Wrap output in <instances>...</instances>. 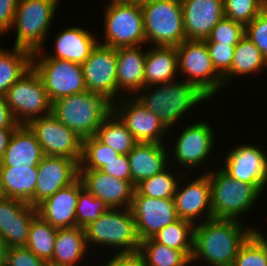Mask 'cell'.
<instances>
[{"label": "cell", "mask_w": 267, "mask_h": 266, "mask_svg": "<svg viewBox=\"0 0 267 266\" xmlns=\"http://www.w3.org/2000/svg\"><path fill=\"white\" fill-rule=\"evenodd\" d=\"M244 35L245 26L242 23L223 17L212 29L211 35L205 39V42L237 45Z\"/></svg>", "instance_id": "b9f144b4"}, {"label": "cell", "mask_w": 267, "mask_h": 266, "mask_svg": "<svg viewBox=\"0 0 267 266\" xmlns=\"http://www.w3.org/2000/svg\"><path fill=\"white\" fill-rule=\"evenodd\" d=\"M16 128H1L0 129V163L3 160L5 150L8 146L9 140Z\"/></svg>", "instance_id": "f907efd6"}, {"label": "cell", "mask_w": 267, "mask_h": 266, "mask_svg": "<svg viewBox=\"0 0 267 266\" xmlns=\"http://www.w3.org/2000/svg\"><path fill=\"white\" fill-rule=\"evenodd\" d=\"M206 173L210 181L214 219L240 221L239 216L248 212L262 193L256 184H247L233 179L222 169Z\"/></svg>", "instance_id": "5b68a950"}, {"label": "cell", "mask_w": 267, "mask_h": 266, "mask_svg": "<svg viewBox=\"0 0 267 266\" xmlns=\"http://www.w3.org/2000/svg\"><path fill=\"white\" fill-rule=\"evenodd\" d=\"M186 40H205L224 17L223 0H181Z\"/></svg>", "instance_id": "7402d4cb"}, {"label": "cell", "mask_w": 267, "mask_h": 266, "mask_svg": "<svg viewBox=\"0 0 267 266\" xmlns=\"http://www.w3.org/2000/svg\"><path fill=\"white\" fill-rule=\"evenodd\" d=\"M56 236L57 228L51 226L39 215H36L29 229L26 247L38 258L49 263L53 257Z\"/></svg>", "instance_id": "836d02e7"}, {"label": "cell", "mask_w": 267, "mask_h": 266, "mask_svg": "<svg viewBox=\"0 0 267 266\" xmlns=\"http://www.w3.org/2000/svg\"><path fill=\"white\" fill-rule=\"evenodd\" d=\"M245 36L254 43L267 60V7L245 25Z\"/></svg>", "instance_id": "7bdbcfd3"}, {"label": "cell", "mask_w": 267, "mask_h": 266, "mask_svg": "<svg viewBox=\"0 0 267 266\" xmlns=\"http://www.w3.org/2000/svg\"><path fill=\"white\" fill-rule=\"evenodd\" d=\"M232 266H267V238L259 230L241 245Z\"/></svg>", "instance_id": "74e56055"}, {"label": "cell", "mask_w": 267, "mask_h": 266, "mask_svg": "<svg viewBox=\"0 0 267 266\" xmlns=\"http://www.w3.org/2000/svg\"><path fill=\"white\" fill-rule=\"evenodd\" d=\"M138 3H141V2H143V1H146V0H136Z\"/></svg>", "instance_id": "11a10c76"}, {"label": "cell", "mask_w": 267, "mask_h": 266, "mask_svg": "<svg viewBox=\"0 0 267 266\" xmlns=\"http://www.w3.org/2000/svg\"><path fill=\"white\" fill-rule=\"evenodd\" d=\"M5 198V193L2 187V181H1V176H0V199Z\"/></svg>", "instance_id": "db71d44e"}, {"label": "cell", "mask_w": 267, "mask_h": 266, "mask_svg": "<svg viewBox=\"0 0 267 266\" xmlns=\"http://www.w3.org/2000/svg\"><path fill=\"white\" fill-rule=\"evenodd\" d=\"M156 88L153 92L151 91L147 94L148 86H145L142 88L145 89L143 96H138L137 94L135 98L149 111L158 116L168 130L174 125L173 123L182 118V115L187 110H191V107L193 108L209 98L196 85L186 80L176 83L174 80L160 83L157 84Z\"/></svg>", "instance_id": "3957f363"}, {"label": "cell", "mask_w": 267, "mask_h": 266, "mask_svg": "<svg viewBox=\"0 0 267 266\" xmlns=\"http://www.w3.org/2000/svg\"><path fill=\"white\" fill-rule=\"evenodd\" d=\"M4 97L14 121L19 125H27L31 120L51 113L52 103L33 67L7 90Z\"/></svg>", "instance_id": "ba28073f"}, {"label": "cell", "mask_w": 267, "mask_h": 266, "mask_svg": "<svg viewBox=\"0 0 267 266\" xmlns=\"http://www.w3.org/2000/svg\"><path fill=\"white\" fill-rule=\"evenodd\" d=\"M223 5L224 17L245 26L267 7V0H223Z\"/></svg>", "instance_id": "60d3db41"}, {"label": "cell", "mask_w": 267, "mask_h": 266, "mask_svg": "<svg viewBox=\"0 0 267 266\" xmlns=\"http://www.w3.org/2000/svg\"><path fill=\"white\" fill-rule=\"evenodd\" d=\"M84 188L109 208H130L135 186L132 181L112 177L101 170L79 169Z\"/></svg>", "instance_id": "ac0fdd59"}, {"label": "cell", "mask_w": 267, "mask_h": 266, "mask_svg": "<svg viewBox=\"0 0 267 266\" xmlns=\"http://www.w3.org/2000/svg\"><path fill=\"white\" fill-rule=\"evenodd\" d=\"M5 266H49L26 246L7 249Z\"/></svg>", "instance_id": "f6af8a7d"}, {"label": "cell", "mask_w": 267, "mask_h": 266, "mask_svg": "<svg viewBox=\"0 0 267 266\" xmlns=\"http://www.w3.org/2000/svg\"><path fill=\"white\" fill-rule=\"evenodd\" d=\"M109 208L85 230L86 244H100L118 248V253L137 252L140 239L130 208Z\"/></svg>", "instance_id": "8992f818"}, {"label": "cell", "mask_w": 267, "mask_h": 266, "mask_svg": "<svg viewBox=\"0 0 267 266\" xmlns=\"http://www.w3.org/2000/svg\"><path fill=\"white\" fill-rule=\"evenodd\" d=\"M0 176L6 198L20 200L35 207L37 166L0 167Z\"/></svg>", "instance_id": "83f0119b"}, {"label": "cell", "mask_w": 267, "mask_h": 266, "mask_svg": "<svg viewBox=\"0 0 267 266\" xmlns=\"http://www.w3.org/2000/svg\"><path fill=\"white\" fill-rule=\"evenodd\" d=\"M86 89L103 95L111 103L117 96V48L97 44L81 64Z\"/></svg>", "instance_id": "4fadbf2b"}, {"label": "cell", "mask_w": 267, "mask_h": 266, "mask_svg": "<svg viewBox=\"0 0 267 266\" xmlns=\"http://www.w3.org/2000/svg\"><path fill=\"white\" fill-rule=\"evenodd\" d=\"M127 97L112 103V111L132 133L136 142L163 144L162 137H165L168 129L159 117L144 107L135 96Z\"/></svg>", "instance_id": "5bb4252c"}, {"label": "cell", "mask_w": 267, "mask_h": 266, "mask_svg": "<svg viewBox=\"0 0 267 266\" xmlns=\"http://www.w3.org/2000/svg\"><path fill=\"white\" fill-rule=\"evenodd\" d=\"M194 226L192 222L178 218L162 228L153 239L167 247L181 250L190 259L193 250Z\"/></svg>", "instance_id": "e575fe53"}, {"label": "cell", "mask_w": 267, "mask_h": 266, "mask_svg": "<svg viewBox=\"0 0 267 266\" xmlns=\"http://www.w3.org/2000/svg\"><path fill=\"white\" fill-rule=\"evenodd\" d=\"M178 180L167 168L150 178L142 180L135 190L143 196L160 199H174Z\"/></svg>", "instance_id": "f35d334b"}, {"label": "cell", "mask_w": 267, "mask_h": 266, "mask_svg": "<svg viewBox=\"0 0 267 266\" xmlns=\"http://www.w3.org/2000/svg\"><path fill=\"white\" fill-rule=\"evenodd\" d=\"M59 0H18L12 28L14 47L34 53L43 49Z\"/></svg>", "instance_id": "52a82bcc"}, {"label": "cell", "mask_w": 267, "mask_h": 266, "mask_svg": "<svg viewBox=\"0 0 267 266\" xmlns=\"http://www.w3.org/2000/svg\"><path fill=\"white\" fill-rule=\"evenodd\" d=\"M177 185L174 194L175 208L178 218L196 224L197 217L204 214L205 220L213 219L211 205V189L208 174H203L192 180L185 187L180 189ZM207 211V212H206ZM196 219V220H195Z\"/></svg>", "instance_id": "603a6c76"}, {"label": "cell", "mask_w": 267, "mask_h": 266, "mask_svg": "<svg viewBox=\"0 0 267 266\" xmlns=\"http://www.w3.org/2000/svg\"><path fill=\"white\" fill-rule=\"evenodd\" d=\"M178 70L177 48L155 46L146 54L144 87L173 81Z\"/></svg>", "instance_id": "f1b7e54d"}, {"label": "cell", "mask_w": 267, "mask_h": 266, "mask_svg": "<svg viewBox=\"0 0 267 266\" xmlns=\"http://www.w3.org/2000/svg\"><path fill=\"white\" fill-rule=\"evenodd\" d=\"M141 46H129L117 48V96L119 91L136 94L144 88V65L146 54L140 50Z\"/></svg>", "instance_id": "cb8c5ba5"}, {"label": "cell", "mask_w": 267, "mask_h": 266, "mask_svg": "<svg viewBox=\"0 0 267 266\" xmlns=\"http://www.w3.org/2000/svg\"><path fill=\"white\" fill-rule=\"evenodd\" d=\"M85 230L82 227L57 229L55 247L49 266H77L86 256Z\"/></svg>", "instance_id": "f546056e"}, {"label": "cell", "mask_w": 267, "mask_h": 266, "mask_svg": "<svg viewBox=\"0 0 267 266\" xmlns=\"http://www.w3.org/2000/svg\"><path fill=\"white\" fill-rule=\"evenodd\" d=\"M140 5L146 43L178 47L186 40L181 0H146Z\"/></svg>", "instance_id": "277c9868"}, {"label": "cell", "mask_w": 267, "mask_h": 266, "mask_svg": "<svg viewBox=\"0 0 267 266\" xmlns=\"http://www.w3.org/2000/svg\"><path fill=\"white\" fill-rule=\"evenodd\" d=\"M214 69L223 78L230 70L236 45L206 43Z\"/></svg>", "instance_id": "ee69618b"}, {"label": "cell", "mask_w": 267, "mask_h": 266, "mask_svg": "<svg viewBox=\"0 0 267 266\" xmlns=\"http://www.w3.org/2000/svg\"><path fill=\"white\" fill-rule=\"evenodd\" d=\"M136 2H137L136 0H111L110 3L106 5L112 6V5H121V4H132Z\"/></svg>", "instance_id": "f5cc1de1"}, {"label": "cell", "mask_w": 267, "mask_h": 266, "mask_svg": "<svg viewBox=\"0 0 267 266\" xmlns=\"http://www.w3.org/2000/svg\"><path fill=\"white\" fill-rule=\"evenodd\" d=\"M27 126L35 134L44 155L66 157L80 163L82 140L52 113L31 120Z\"/></svg>", "instance_id": "7c38bea8"}, {"label": "cell", "mask_w": 267, "mask_h": 266, "mask_svg": "<svg viewBox=\"0 0 267 266\" xmlns=\"http://www.w3.org/2000/svg\"><path fill=\"white\" fill-rule=\"evenodd\" d=\"M8 247L4 243V241L0 238V266L6 265V253Z\"/></svg>", "instance_id": "816d5d0a"}, {"label": "cell", "mask_w": 267, "mask_h": 266, "mask_svg": "<svg viewBox=\"0 0 267 266\" xmlns=\"http://www.w3.org/2000/svg\"><path fill=\"white\" fill-rule=\"evenodd\" d=\"M38 180L35 186V207L58 190L73 183L79 177V164L74 159L44 156L37 166Z\"/></svg>", "instance_id": "d6986e66"}, {"label": "cell", "mask_w": 267, "mask_h": 266, "mask_svg": "<svg viewBox=\"0 0 267 266\" xmlns=\"http://www.w3.org/2000/svg\"><path fill=\"white\" fill-rule=\"evenodd\" d=\"M95 137L121 155H127L137 143L132 133L113 111L101 123Z\"/></svg>", "instance_id": "d6a6232c"}, {"label": "cell", "mask_w": 267, "mask_h": 266, "mask_svg": "<svg viewBox=\"0 0 267 266\" xmlns=\"http://www.w3.org/2000/svg\"><path fill=\"white\" fill-rule=\"evenodd\" d=\"M36 207L12 199H0V238L8 248L26 246Z\"/></svg>", "instance_id": "e0dca14e"}, {"label": "cell", "mask_w": 267, "mask_h": 266, "mask_svg": "<svg viewBox=\"0 0 267 266\" xmlns=\"http://www.w3.org/2000/svg\"><path fill=\"white\" fill-rule=\"evenodd\" d=\"M84 188L78 177L36 206L37 215L57 229L76 227V207Z\"/></svg>", "instance_id": "44dd1931"}, {"label": "cell", "mask_w": 267, "mask_h": 266, "mask_svg": "<svg viewBox=\"0 0 267 266\" xmlns=\"http://www.w3.org/2000/svg\"><path fill=\"white\" fill-rule=\"evenodd\" d=\"M222 170L231 178L256 184L262 191L267 184V155L256 145L242 144L225 156Z\"/></svg>", "instance_id": "2e32d148"}, {"label": "cell", "mask_w": 267, "mask_h": 266, "mask_svg": "<svg viewBox=\"0 0 267 266\" xmlns=\"http://www.w3.org/2000/svg\"><path fill=\"white\" fill-rule=\"evenodd\" d=\"M176 48L178 71L188 76L186 81L212 98L224 83L214 69L205 40H185Z\"/></svg>", "instance_id": "8fae6325"}, {"label": "cell", "mask_w": 267, "mask_h": 266, "mask_svg": "<svg viewBox=\"0 0 267 266\" xmlns=\"http://www.w3.org/2000/svg\"><path fill=\"white\" fill-rule=\"evenodd\" d=\"M267 66V60L261 54V51L245 35L235 46L233 53V62L229 72L223 77V83L232 79V76H242L260 72ZM231 78V79H230Z\"/></svg>", "instance_id": "4dcf8cb0"}, {"label": "cell", "mask_w": 267, "mask_h": 266, "mask_svg": "<svg viewBox=\"0 0 267 266\" xmlns=\"http://www.w3.org/2000/svg\"><path fill=\"white\" fill-rule=\"evenodd\" d=\"M101 171L112 177H117L126 181H132L130 164L127 155H119L111 160Z\"/></svg>", "instance_id": "bcb514c9"}, {"label": "cell", "mask_w": 267, "mask_h": 266, "mask_svg": "<svg viewBox=\"0 0 267 266\" xmlns=\"http://www.w3.org/2000/svg\"><path fill=\"white\" fill-rule=\"evenodd\" d=\"M139 252L144 256L146 266H189L190 259L181 251L148 238L140 243Z\"/></svg>", "instance_id": "d590c367"}, {"label": "cell", "mask_w": 267, "mask_h": 266, "mask_svg": "<svg viewBox=\"0 0 267 266\" xmlns=\"http://www.w3.org/2000/svg\"><path fill=\"white\" fill-rule=\"evenodd\" d=\"M99 42L94 35L79 27H69L56 36L55 54L47 55L55 59L82 64Z\"/></svg>", "instance_id": "4316f807"}, {"label": "cell", "mask_w": 267, "mask_h": 266, "mask_svg": "<svg viewBox=\"0 0 267 266\" xmlns=\"http://www.w3.org/2000/svg\"><path fill=\"white\" fill-rule=\"evenodd\" d=\"M44 156L35 134L27 125H19L9 140L0 167H34Z\"/></svg>", "instance_id": "d4e9b609"}, {"label": "cell", "mask_w": 267, "mask_h": 266, "mask_svg": "<svg viewBox=\"0 0 267 266\" xmlns=\"http://www.w3.org/2000/svg\"><path fill=\"white\" fill-rule=\"evenodd\" d=\"M213 128L207 122L192 123L186 126L174 146L173 155L178 164L186 166L187 169L196 168L208 160V155L213 149Z\"/></svg>", "instance_id": "ffe728a7"}, {"label": "cell", "mask_w": 267, "mask_h": 266, "mask_svg": "<svg viewBox=\"0 0 267 266\" xmlns=\"http://www.w3.org/2000/svg\"><path fill=\"white\" fill-rule=\"evenodd\" d=\"M19 124L14 121L4 96H0V129L17 128Z\"/></svg>", "instance_id": "681fc988"}, {"label": "cell", "mask_w": 267, "mask_h": 266, "mask_svg": "<svg viewBox=\"0 0 267 266\" xmlns=\"http://www.w3.org/2000/svg\"><path fill=\"white\" fill-rule=\"evenodd\" d=\"M18 0H0V36L12 29Z\"/></svg>", "instance_id": "7dc6e473"}, {"label": "cell", "mask_w": 267, "mask_h": 266, "mask_svg": "<svg viewBox=\"0 0 267 266\" xmlns=\"http://www.w3.org/2000/svg\"><path fill=\"white\" fill-rule=\"evenodd\" d=\"M41 54L42 50L32 53V67L42 79L51 103L87 90L81 64L42 57Z\"/></svg>", "instance_id": "9c48e42d"}, {"label": "cell", "mask_w": 267, "mask_h": 266, "mask_svg": "<svg viewBox=\"0 0 267 266\" xmlns=\"http://www.w3.org/2000/svg\"><path fill=\"white\" fill-rule=\"evenodd\" d=\"M120 154L100 142L95 136L82 140V156L79 169L101 170Z\"/></svg>", "instance_id": "8d00e7d4"}, {"label": "cell", "mask_w": 267, "mask_h": 266, "mask_svg": "<svg viewBox=\"0 0 267 266\" xmlns=\"http://www.w3.org/2000/svg\"><path fill=\"white\" fill-rule=\"evenodd\" d=\"M112 112V103L103 95L86 90L52 102L51 113L83 140L95 136Z\"/></svg>", "instance_id": "7a4b0ae2"}, {"label": "cell", "mask_w": 267, "mask_h": 266, "mask_svg": "<svg viewBox=\"0 0 267 266\" xmlns=\"http://www.w3.org/2000/svg\"><path fill=\"white\" fill-rule=\"evenodd\" d=\"M115 254L103 266H146L145 258L139 251Z\"/></svg>", "instance_id": "c3c4849f"}, {"label": "cell", "mask_w": 267, "mask_h": 266, "mask_svg": "<svg viewBox=\"0 0 267 266\" xmlns=\"http://www.w3.org/2000/svg\"><path fill=\"white\" fill-rule=\"evenodd\" d=\"M32 67V53L14 47L12 51L0 48V96Z\"/></svg>", "instance_id": "1f68e13d"}, {"label": "cell", "mask_w": 267, "mask_h": 266, "mask_svg": "<svg viewBox=\"0 0 267 266\" xmlns=\"http://www.w3.org/2000/svg\"><path fill=\"white\" fill-rule=\"evenodd\" d=\"M108 209L109 207L103 200L96 198L83 188L79 193L76 207V227L85 229Z\"/></svg>", "instance_id": "ab89813d"}, {"label": "cell", "mask_w": 267, "mask_h": 266, "mask_svg": "<svg viewBox=\"0 0 267 266\" xmlns=\"http://www.w3.org/2000/svg\"><path fill=\"white\" fill-rule=\"evenodd\" d=\"M104 13L105 46L119 48L146 43L140 3L106 6Z\"/></svg>", "instance_id": "30bf717a"}, {"label": "cell", "mask_w": 267, "mask_h": 266, "mask_svg": "<svg viewBox=\"0 0 267 266\" xmlns=\"http://www.w3.org/2000/svg\"><path fill=\"white\" fill-rule=\"evenodd\" d=\"M164 146L160 143L137 142L127 154L134 186L167 168L168 150Z\"/></svg>", "instance_id": "484cf974"}, {"label": "cell", "mask_w": 267, "mask_h": 266, "mask_svg": "<svg viewBox=\"0 0 267 266\" xmlns=\"http://www.w3.org/2000/svg\"><path fill=\"white\" fill-rule=\"evenodd\" d=\"M140 241L153 238L178 219L174 199L151 198L134 191L131 206Z\"/></svg>", "instance_id": "9a60e30c"}, {"label": "cell", "mask_w": 267, "mask_h": 266, "mask_svg": "<svg viewBox=\"0 0 267 266\" xmlns=\"http://www.w3.org/2000/svg\"><path fill=\"white\" fill-rule=\"evenodd\" d=\"M238 220L210 219L194 226L191 262L232 266L241 245L255 231Z\"/></svg>", "instance_id": "6da1fadb"}]
</instances>
